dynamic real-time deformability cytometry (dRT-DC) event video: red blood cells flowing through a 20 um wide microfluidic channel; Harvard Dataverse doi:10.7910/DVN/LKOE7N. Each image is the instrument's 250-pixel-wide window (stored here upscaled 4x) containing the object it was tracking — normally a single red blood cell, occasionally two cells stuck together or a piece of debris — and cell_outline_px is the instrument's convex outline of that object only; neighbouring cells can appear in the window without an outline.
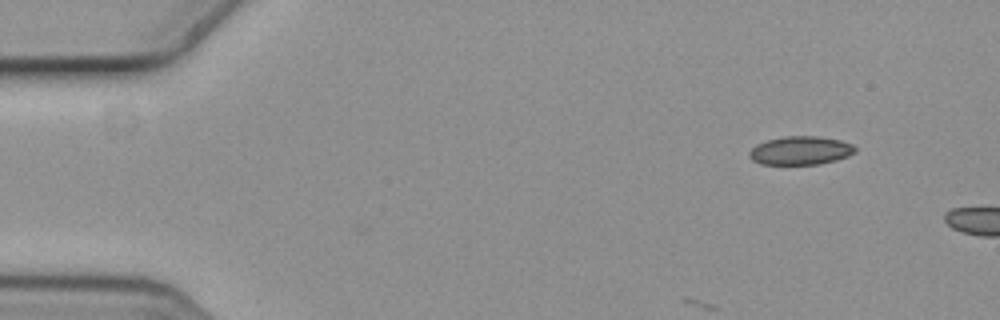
{"species": "common noctule bat (a hibernating species)", "species_latin": "Nyctalus noctula", "temperature_condition": "cold", "stored_images_in_passage": 6, "segment_of_instrument_passage": [1, 2], "camera_frame_rate_fps": 3000, "um_per_image_px": 0.085, "animal": {"sex": "female", "body_mass_g": 19.3, "forearm_length_mm": 54.1}, "frame": {"image": 1, "passage_image": 1, "time_ms": 0.0, "image_size_px": [1000, 320], "cell_outline_px": [[856, 152], [848, 156], [836, 160], [820, 164], [760, 164], [752, 160], [748, 156], [748, 152], [756, 144], [768, 140], [784, 136], [820, 136], [840, 140], [852, 144], [856, 148]], "centroid_in_image_um": [68.04, 12.79], "position_along_channel_um": 17.0, "area_um2": 17.69}}
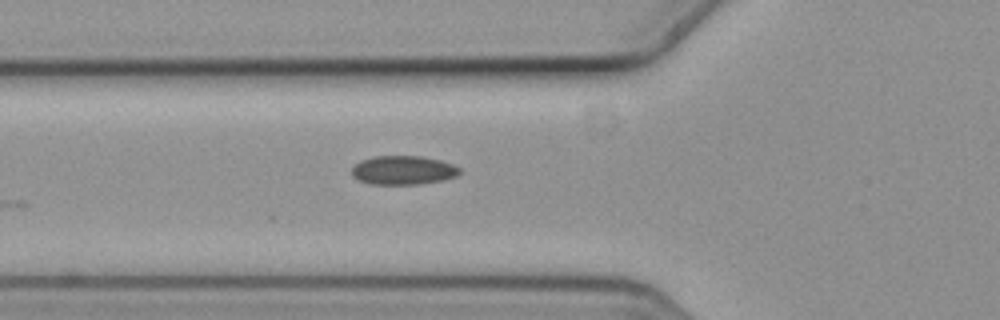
{"frame": {"image": 2, "passage_image": 5, "time_ms": 1.333, "image_size_px": [1000, 320], "cell_outline_px": [[460, 172], [456, 176], [444, 180], [420, 184], [368, 184], [352, 176], [352, 168], [360, 160], [372, 156], [420, 156], [440, 160], [452, 164], [460, 168]], "centroid_in_image_um": [34.26, 14.47], "position_along_channel_um": 91.5, "area_um2": 18.21}}